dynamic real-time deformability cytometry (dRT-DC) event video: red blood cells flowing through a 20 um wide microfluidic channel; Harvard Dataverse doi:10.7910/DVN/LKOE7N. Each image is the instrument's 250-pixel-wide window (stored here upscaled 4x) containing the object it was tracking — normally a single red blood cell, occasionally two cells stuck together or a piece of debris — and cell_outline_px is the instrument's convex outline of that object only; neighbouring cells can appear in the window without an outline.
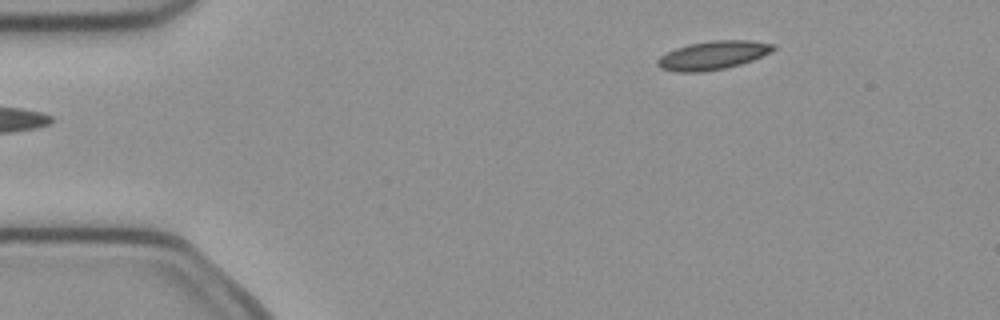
{"species": "common noctule bat (a hibernating species)", "species_latin": "Nyctalus noctula", "temperature_condition": "cold", "stored_images_in_passage": 2, "camera_frame_rate_fps": 3000, "um_per_image_px": 0.085, "animal": {"sex": "female", "body_mass_g": 21.9}, "frame": {"image": 1, "passage_image": 2, "time_ms": 0.333, "image_size_px": [1000, 320], "cell_outline_px": [[776, 48], [772, 52], [752, 60], [740, 64], [724, 68], [704, 72], [676, 72], [660, 68], [656, 64], [656, 60], [660, 56], [676, 48], [688, 44], [712, 40], [752, 40], [776, 44]], "centroid_in_image_um": [60.61, 4.69], "position_along_channel_um": 24.4, "area_um2": 19.42}}